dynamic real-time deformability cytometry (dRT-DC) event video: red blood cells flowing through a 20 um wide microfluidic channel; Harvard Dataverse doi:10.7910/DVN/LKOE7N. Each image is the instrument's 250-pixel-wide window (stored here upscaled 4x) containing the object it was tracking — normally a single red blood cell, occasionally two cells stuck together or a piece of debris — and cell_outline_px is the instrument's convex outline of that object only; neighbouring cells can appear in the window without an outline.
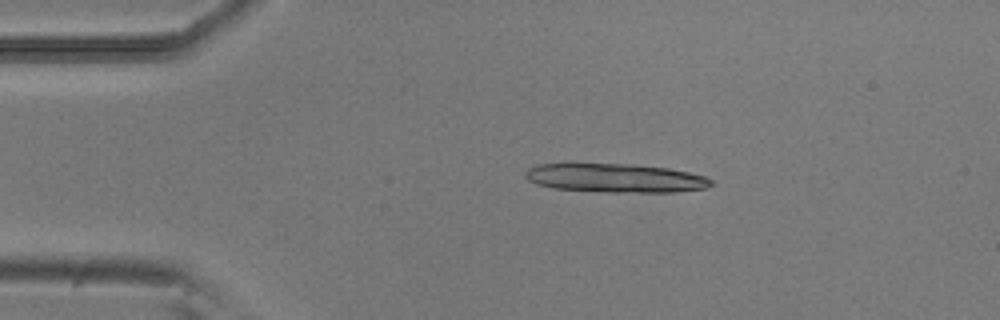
{"species": "common noctule bat (a hibernating species)", "species_latin": "Nyctalus noctula", "temperature_condition": "room temperature", "stored_images_in_passage": 44, "segment_of_instrument_passage": [1, 2], "camera_frame_rate_fps": 3000, "um_per_image_px": 0.085, "animal": {"sex": "male", "body_mass_g": 20.5, "forearm_length_mm": 52.5}, "frame": {"image": 1, "passage_image": 1, "time_ms": 0.0, "image_size_px": [1000, 320], "cell_outline_px": [[712, 184], [704, 188], [676, 192], [612, 192], [556, 188], [536, 184], [528, 180], [524, 176], [524, 172], [528, 168], [536, 164], [572, 160], [632, 164], [668, 168], [688, 172], [704, 176], [712, 180]], "centroid_in_image_um": [52.16, 15.07], "position_along_channel_um": 32.8, "area_um2": 32.37}}